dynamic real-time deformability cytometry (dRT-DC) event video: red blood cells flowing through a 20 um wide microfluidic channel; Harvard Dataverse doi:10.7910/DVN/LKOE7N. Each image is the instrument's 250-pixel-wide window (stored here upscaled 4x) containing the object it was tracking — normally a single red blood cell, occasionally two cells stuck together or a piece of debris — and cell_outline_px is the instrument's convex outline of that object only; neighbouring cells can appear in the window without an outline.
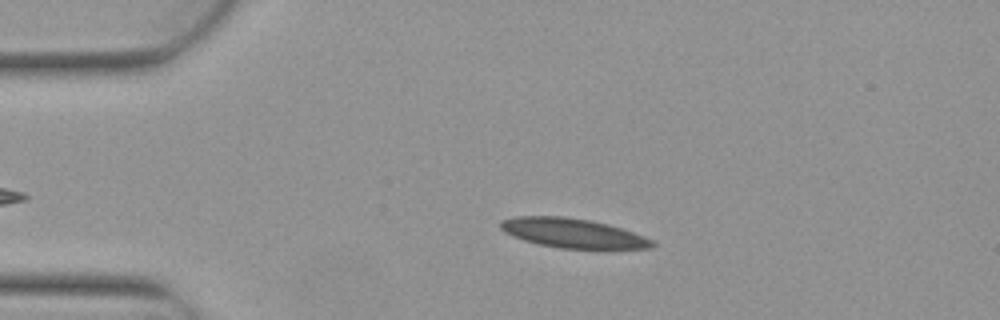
{"species": "Egyptian fruit bat (a non-hibernating species)", "species_latin": "Rousettus aegyptiacus", "temperature_condition": "warm", "stored_images_in_passage": 3, "camera_frame_rate_fps": 3000, "um_per_image_px": 0.085, "animal": {"sex": "female"}, "frame": {"image": 1, "passage_image": 2, "time_ms": 0.333, "image_size_px": [1000, 320], "cell_outline_px": [[656, 244], [652, 248], [612, 252], [604, 252], [560, 248], [540, 244], [524, 240], [512, 236], [504, 232], [500, 228], [500, 220], [516, 216], [564, 216], [588, 220], [608, 224], [644, 236], [652, 240]], "centroid_in_image_um": [48.8, 19.88], "position_along_channel_um": 36.2, "area_um2": 27.17}}
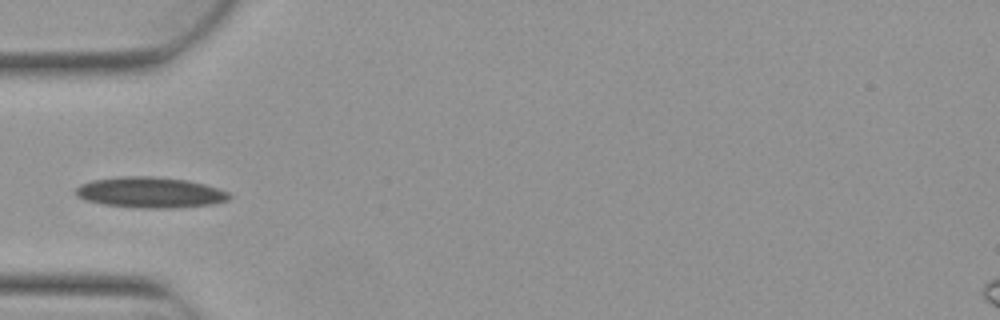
{"frame": {"image": 2, "passage_image": 3, "time_ms": 0.667, "image_size_px": [1000, 320], "cell_outline_px": [[232, 196], [228, 200], [212, 204], [172, 208], [136, 208], [104, 204], [84, 200], [76, 196], [76, 188], [80, 184], [92, 180], [120, 176], [152, 176], [188, 180], [204, 184], [228, 192]], "centroid_in_image_um": [12.74, 16.36], "position_along_channel_um": 72.3, "area_um2": 27.57}}